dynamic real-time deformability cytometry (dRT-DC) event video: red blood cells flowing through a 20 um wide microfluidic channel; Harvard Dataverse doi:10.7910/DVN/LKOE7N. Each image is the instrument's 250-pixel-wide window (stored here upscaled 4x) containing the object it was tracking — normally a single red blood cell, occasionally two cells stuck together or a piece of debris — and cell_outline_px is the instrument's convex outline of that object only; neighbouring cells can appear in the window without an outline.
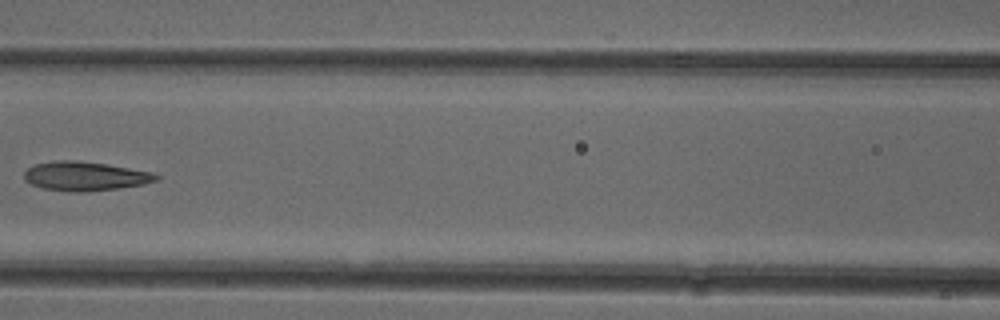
{"species": "common noctule bat (a hibernating species)", "species_latin": "Nyctalus noctula", "temperature_condition": "cold", "stored_images_in_passage": 4, "camera_frame_rate_fps": 3000, "um_per_image_px": 0.085, "animal": {"sex": "female"}, "frame": {"image": 1, "passage_image": 4, "time_ms": 3.667, "image_size_px": [1000, 320], "cell_outline_px": [[160, 180], [144, 184], [116, 188], [84, 192], [72, 192], [44, 188], [32, 184], [24, 180], [24, 172], [28, 168], [36, 164], [56, 160], [76, 160], [104, 164], [152, 172], [160, 176]], "centroid_in_image_um": [7.24, 14.97], "position_along_channel_um": 159.4, "area_um2": 22.2}}